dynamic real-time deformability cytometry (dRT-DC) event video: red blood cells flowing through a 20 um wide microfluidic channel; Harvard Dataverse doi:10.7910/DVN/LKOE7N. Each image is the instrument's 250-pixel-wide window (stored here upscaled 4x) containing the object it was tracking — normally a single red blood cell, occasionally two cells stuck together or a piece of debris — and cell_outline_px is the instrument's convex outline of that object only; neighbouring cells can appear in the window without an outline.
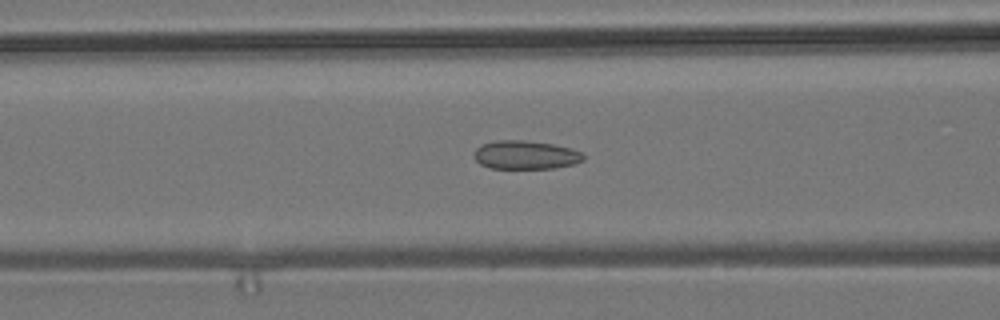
{"species": "common noctule bat (a hibernating species)", "species_latin": "Nyctalus noctula", "temperature_condition": "room temperature", "stored_images_in_passage": 51, "camera_frame_rate_fps": 3000, "um_per_image_px": 0.085, "animal": {"sex": "male", "body_mass_g": 19.2, "forearm_length_mm": 51.8}, "frame": {"image": 1, "passage_image": 19, "time_ms": 6.0, "image_size_px": [1000, 320], "cell_outline_px": [[584, 160], [572, 164], [552, 168], [492, 168], [480, 164], [472, 156], [472, 152], [476, 148], [484, 144], [496, 140], [524, 140], [552, 144], [572, 148], [580, 152], [584, 156]], "centroid_in_image_um": [44.64, 13.16], "position_along_channel_um": 122.0, "area_um2": 18.15}}
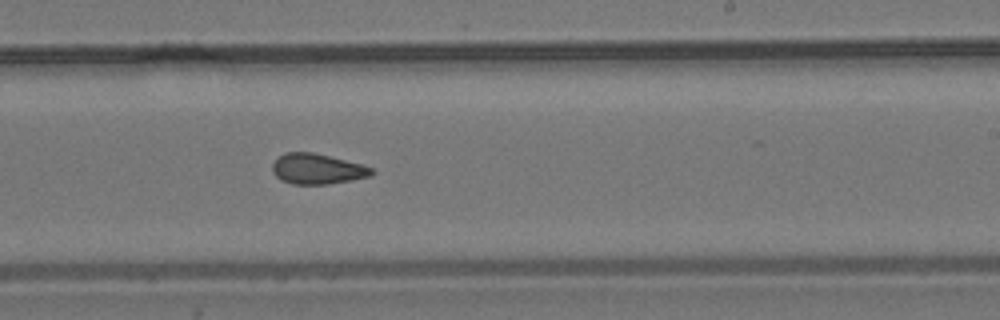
{"frame": {"image": 2, "passage_image": 30, "time_ms": 9.667, "image_size_px": [1000, 320], "cell_outline_px": [[376, 172], [372, 176], [352, 180], [328, 184], [292, 184], [280, 180], [272, 172], [272, 164], [284, 152], [312, 152], [360, 164], [372, 168]], "centroid_in_image_um": [26.96, 14.37], "position_along_channel_um": 262.0, "area_um2": 17.57}}
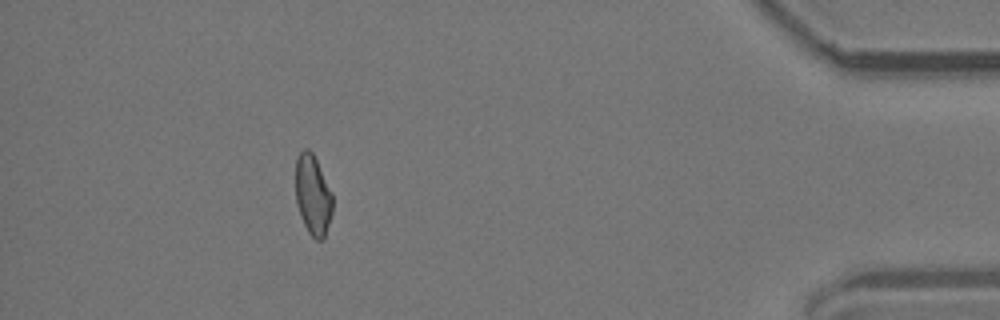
{"frame": {"image": 3, "passage_image": 46, "time_ms": 15.0, "image_size_px": [1000, 320], "cell_outline_px": [[332, 212], [324, 240], [316, 240], [308, 232], [300, 216], [296, 204], [296, 156], [304, 148], [308, 148], [312, 152], [332, 192]], "centroid_in_image_um": [26.58, 16.59], "position_along_channel_um": 408.6, "area_um2": 17.34}, "authors_computed_cell_mechanics": {"area_um2": 17.8602, "velocity_mm_per_s": 3.8286, "shape_relaxation_time_tau1_ms": null, "shape_relaxation_time_tau2_ms": 2.7633, "deformation_change_tau1": null, "deformation_change_tau2": 0.0929}}